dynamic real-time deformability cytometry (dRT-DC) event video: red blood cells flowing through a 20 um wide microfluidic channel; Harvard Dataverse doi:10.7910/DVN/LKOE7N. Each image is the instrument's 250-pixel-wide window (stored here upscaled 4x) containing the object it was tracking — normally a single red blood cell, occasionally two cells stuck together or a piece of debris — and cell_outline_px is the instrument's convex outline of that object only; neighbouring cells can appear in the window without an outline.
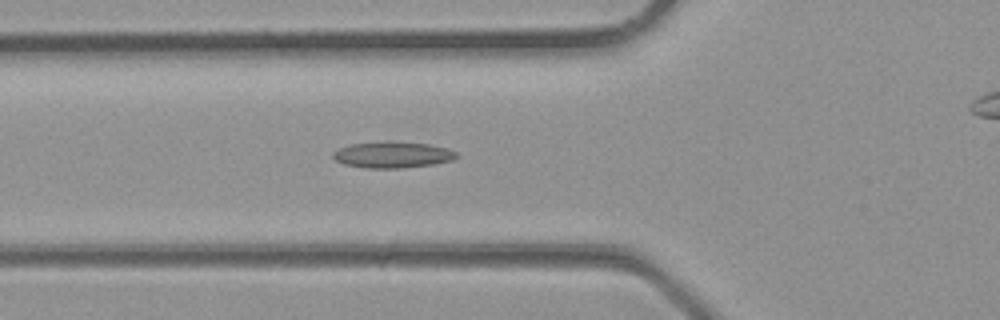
{"species": "common noctule bat (a hibernating species)", "species_latin": "Nyctalus noctula", "temperature_condition": "room temperature", "stored_images_in_passage": 31, "camera_frame_rate_fps": 3000, "um_per_image_px": 0.085, "animal": {"sex": "male", "body_mass_g": 23.1, "forearm_length_mm": 52.7}, "frame": {"image": 1, "passage_image": 8, "time_ms": 2.333, "image_size_px": [1000, 320], "cell_outline_px": [[456, 156], [452, 160], [432, 164], [396, 168], [364, 168], [344, 164], [336, 160], [332, 156], [332, 152], [340, 148], [352, 144], [384, 140], [428, 144], [448, 148], [456, 152]], "centroid_in_image_um": [33.33, 13.14], "position_along_channel_um": 92.5, "area_um2": 18.84}}
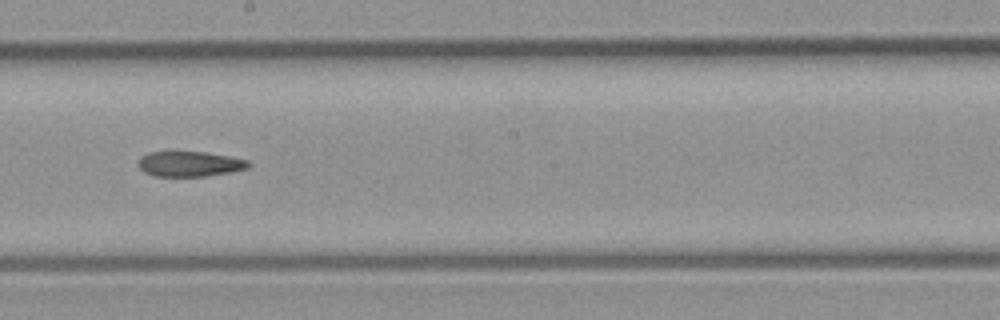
{"frame": {"image": 2, "passage_image": 15, "time_ms": 4.667, "image_size_px": [1000, 320], "cell_outline_px": [[252, 164], [248, 168], [232, 172], [204, 176], [156, 176], [144, 172], [140, 168], [140, 156], [148, 152], [204, 152], [228, 156], [248, 160]], "centroid_in_image_um": [16.16, 13.93], "position_along_channel_um": 232.0, "area_um2": 16.07}}
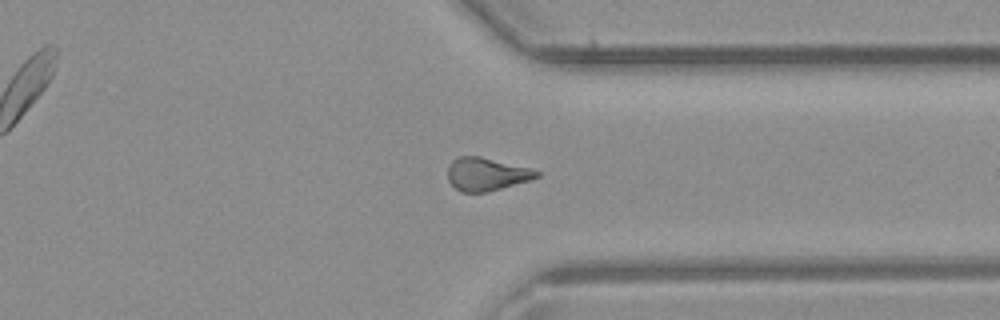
{"frame": {"image": 3, "passage_image": 22, "time_ms": 7.0, "image_size_px": [1000, 320], "cell_outline_px": [[540, 176], [532, 180], [488, 192], [460, 192], [448, 180], [448, 164], [456, 156], [480, 156], [532, 168], [540, 172]], "centroid_in_image_um": [41.37, 14.8], "position_along_channel_um": 370.0, "area_um2": 17.4}}